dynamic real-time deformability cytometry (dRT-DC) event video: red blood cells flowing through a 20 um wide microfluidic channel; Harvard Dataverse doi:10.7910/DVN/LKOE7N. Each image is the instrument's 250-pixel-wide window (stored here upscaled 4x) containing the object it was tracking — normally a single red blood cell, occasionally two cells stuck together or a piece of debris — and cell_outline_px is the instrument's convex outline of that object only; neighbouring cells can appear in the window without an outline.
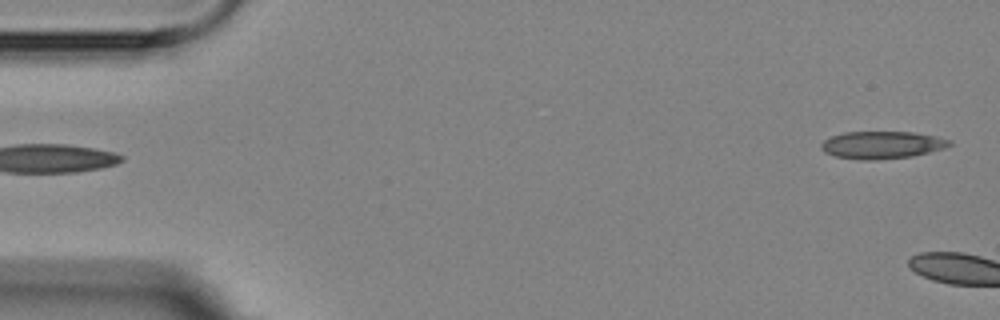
{"species": "Egyptian fruit bat (a non-hibernating species)", "species_latin": "Rousettus aegyptiacus", "temperature_condition": "room temperature", "stored_images_in_passage": 2, "segment_of_instrument_passage": [2, 2], "camera_frame_rate_fps": 3000, "um_per_image_px": 0.085, "animal": {"sex": "female"}, "frame": {"image": 1, "passage_image": 2, "time_ms": 1.0, "image_size_px": [1000, 320], "cell_outline_px": [[952, 144], [944, 148], [912, 156], [876, 160], [860, 160], [836, 156], [824, 152], [820, 148], [820, 144], [824, 140], [832, 136], [844, 132], [912, 132], [936, 136], [952, 140]], "centroid_in_image_um": [74.96, 12.32], "position_along_channel_um": 10.0, "area_um2": 20.52}}